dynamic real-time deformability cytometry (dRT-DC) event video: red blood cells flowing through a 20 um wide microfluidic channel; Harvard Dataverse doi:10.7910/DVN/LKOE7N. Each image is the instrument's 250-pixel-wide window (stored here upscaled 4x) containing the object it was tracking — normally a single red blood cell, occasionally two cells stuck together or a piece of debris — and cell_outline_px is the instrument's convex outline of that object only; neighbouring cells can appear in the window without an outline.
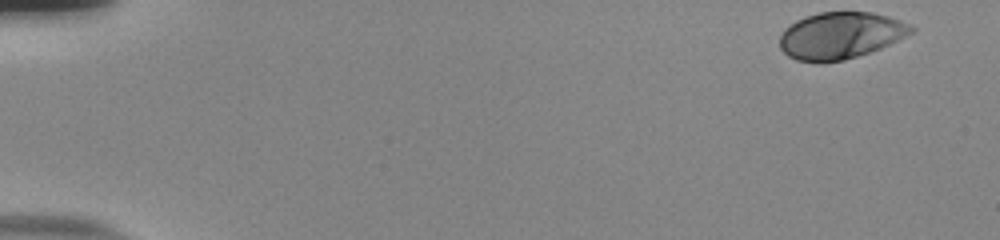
{"species": "human", "species_latin": "Homo sapiens", "temperature_condition": "room temperature", "stored_images_in_passage": 52, "camera_frame_rate_fps": 3000, "um_per_image_px": 0.085, "donor": {"sex": "male"}, "frame": {"image": 1, "passage_image": 1, "time_ms": 0.0, "image_size_px": [1000, 240], "cell_outline_px": [[916, 28], [912, 32], [880, 48], [844, 60], [820, 64], [816, 64], [796, 60], [788, 56], [780, 48], [780, 36], [784, 28], [796, 20], [820, 12], [872, 12], [888, 16], [900, 20]], "centroid_in_image_um": [71.39, 3.03], "position_along_channel_um": 13.6, "area_um2": 35.84}}
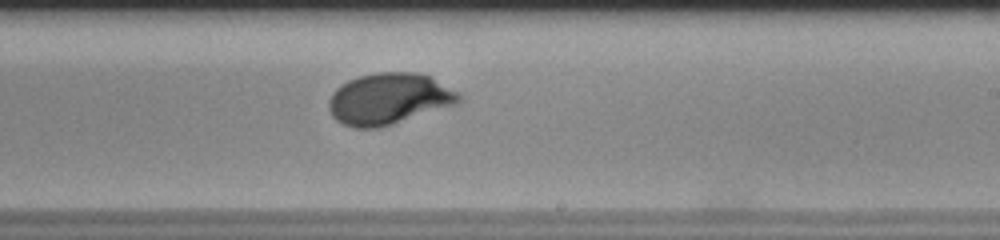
{"frame": {"image": 2, "passage_image": 32, "time_ms": 10.333, "image_size_px": [1000, 240], "cell_outline_px": [[460, 100], [456, 104], [380, 128], [356, 128], [344, 124], [336, 120], [332, 116], [328, 108], [328, 100], [332, 92], [340, 84], [348, 80], [360, 76], [376, 72], [416, 72], [432, 76], [460, 92]], "centroid_in_image_um": [33.05, 8.39], "position_along_channel_um": 255.9, "area_um2": 39.19}}
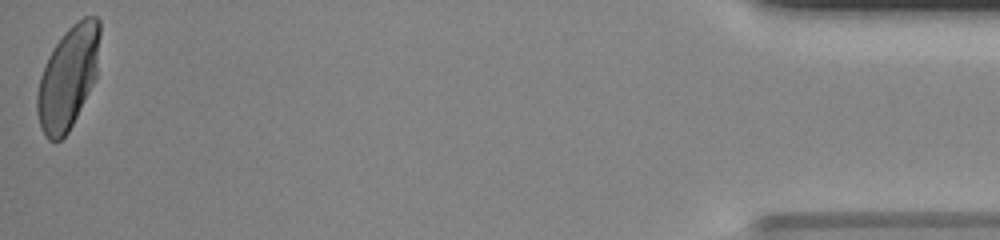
{"frame": {"image": 3, "passage_image": 52, "time_ms": 17.0, "image_size_px": [1000, 240], "cell_outline_px": [[100, 32], [96, 80], [68, 132], [60, 140], [48, 140], [44, 136], [36, 112], [36, 96], [40, 76], [48, 56], [52, 48], [64, 32], [72, 24], [84, 16], [96, 16], [100, 20]], "centroid_in_image_um": [5.79, 6.57], "position_along_channel_um": 429.4, "area_um2": 37.69}, "authors_computed_cell_mechanics": {"area_um2": 37.1943, "velocity_mm_per_s": 3.8362, "shape_relaxation_time_tau1_ms": 3.4678, "shape_relaxation_time_tau2_ms": null, "deformation_change_tau1": 0.1546, "deformation_change_tau2": null}}